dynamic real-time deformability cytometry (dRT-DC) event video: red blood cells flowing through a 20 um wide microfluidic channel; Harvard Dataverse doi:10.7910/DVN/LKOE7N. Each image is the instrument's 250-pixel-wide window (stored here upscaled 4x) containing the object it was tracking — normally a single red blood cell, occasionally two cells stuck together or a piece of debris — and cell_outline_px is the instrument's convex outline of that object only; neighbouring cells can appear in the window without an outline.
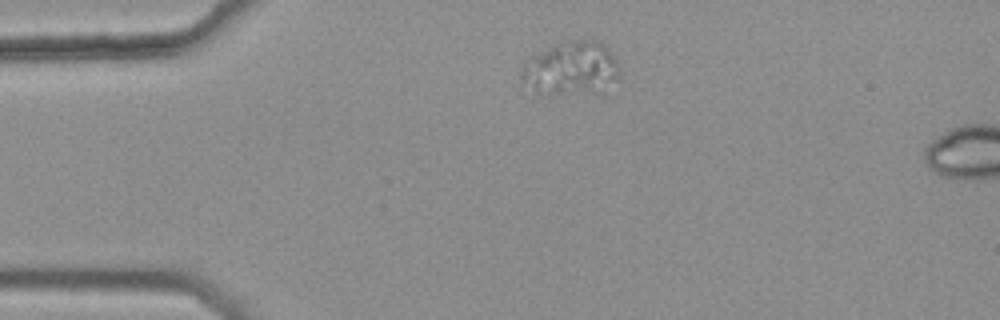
{"species": "common noctule bat (a hibernating species)", "species_latin": "Nyctalus noctula", "temperature_condition": "warm", "stored_images_in_passage": 2, "camera_frame_rate_fps": 3000, "um_per_image_px": 0.085, "animal": {"sex": "female", "body_mass_g": 25.1}, "frame": {"image": 1, "passage_image": 1, "time_ms": 0.0, "image_size_px": [1000, 320], "cell_outline_px": [[620, 80], [604, 92], [540, 96], [536, 96], [520, 84], [520, 72], [528, 56], [568, 40], [596, 40], [604, 44], [608, 48], [616, 60], [620, 72]], "centroid_in_image_um": [48.5, 5.89], "position_along_channel_um": 36.5, "area_um2": 32.14}}